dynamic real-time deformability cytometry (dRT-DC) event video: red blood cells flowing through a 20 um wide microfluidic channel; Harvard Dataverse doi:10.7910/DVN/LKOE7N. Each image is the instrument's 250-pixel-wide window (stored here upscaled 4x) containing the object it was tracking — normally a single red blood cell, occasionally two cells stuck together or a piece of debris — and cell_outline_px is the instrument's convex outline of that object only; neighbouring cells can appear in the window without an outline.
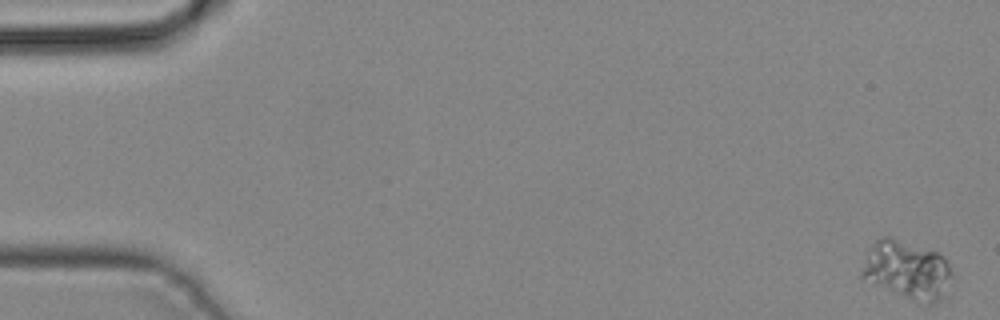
{"species": "common noctule bat (a hibernating species)", "species_latin": "Nyctalus noctula", "temperature_condition": "cold", "stored_images_in_passage": 14, "camera_frame_rate_fps": 3000, "um_per_image_px": 0.085, "animal": {"sex": "male", "body_mass_g": 19.2, "forearm_length_mm": 51.8}, "frame": {"image": 1, "passage_image": 1, "time_ms": 0.0, "image_size_px": [1000, 320], "cell_outline_px": [[952, 276], [944, 296], [940, 300], [932, 300], [908, 296], [872, 284], [860, 276], [860, 272], [868, 248], [880, 236], [892, 236], [936, 252], [944, 256], [948, 260], [952, 268]], "centroid_in_image_um": [77.07, 22.84], "position_along_channel_um": 7.9, "area_um2": 30.06}}
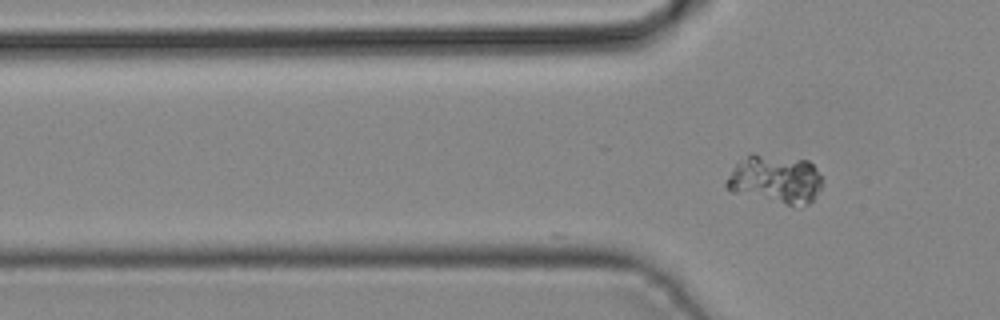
{"frame": {"image": 2, "passage_image": 14, "time_ms": 4.333, "image_size_px": [1000, 320], "cell_outline_px": [[820, 188], [816, 196], [808, 204], [792, 208], [732, 192], [724, 184], [728, 176], [736, 164], [752, 152], [808, 160], [816, 168], [820, 176]], "centroid_in_image_um": [65.9, 15.26], "position_along_channel_um": 59.9, "area_um2": 27.63}}